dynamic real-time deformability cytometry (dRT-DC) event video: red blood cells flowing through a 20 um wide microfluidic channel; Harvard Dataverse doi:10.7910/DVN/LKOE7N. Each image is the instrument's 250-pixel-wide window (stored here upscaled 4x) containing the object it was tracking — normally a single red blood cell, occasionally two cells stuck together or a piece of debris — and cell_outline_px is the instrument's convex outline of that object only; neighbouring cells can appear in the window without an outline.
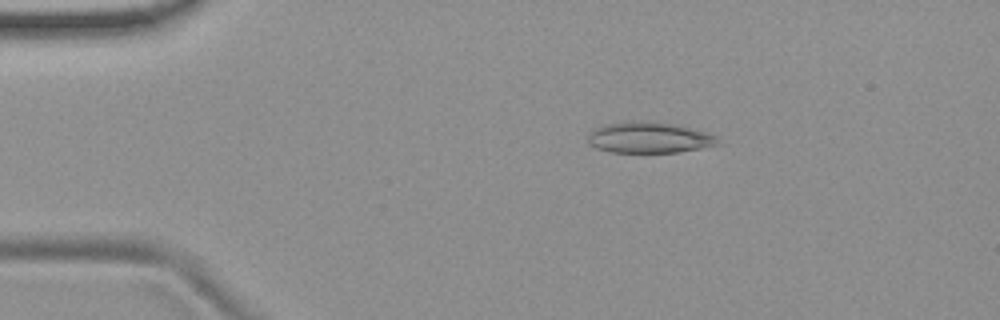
{"species": "common noctule bat (a hibernating species)", "species_latin": "Nyctalus noctula", "temperature_condition": "room temperature", "stored_images_in_passage": 54, "camera_frame_rate_fps": 3000, "um_per_image_px": 0.085, "animal": {"sex": "female", "body_mass_g": 19.9}, "frame": {"image": 1, "passage_image": 10, "time_ms": 3.0, "image_size_px": [1000, 320], "cell_outline_px": [[720, 144], [700, 148], [676, 152], [612, 152], [596, 148], [588, 144], [588, 136], [596, 128], [604, 124], [624, 120], [668, 124], [708, 132], [716, 136]], "centroid_in_image_um": [55.13, 11.7], "position_along_channel_um": 29.9, "area_um2": 23.06}}
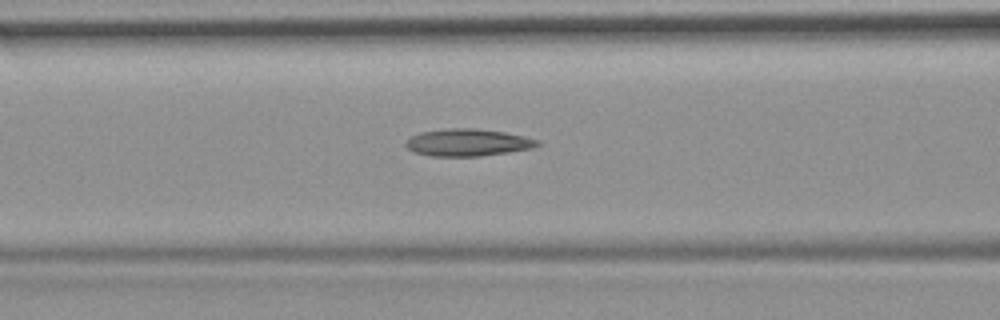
{"frame": {"image": 2, "passage_image": 22, "time_ms": 7.0, "image_size_px": [1000, 320], "cell_outline_px": [[540, 144], [532, 148], [508, 152], [480, 156], [432, 156], [412, 152], [404, 144], [412, 136], [420, 132], [448, 128], [476, 128], [504, 132], [524, 136], [540, 140]], "centroid_in_image_um": [39.76, 12.11], "position_along_channel_um": 126.8, "area_um2": 20.87}}
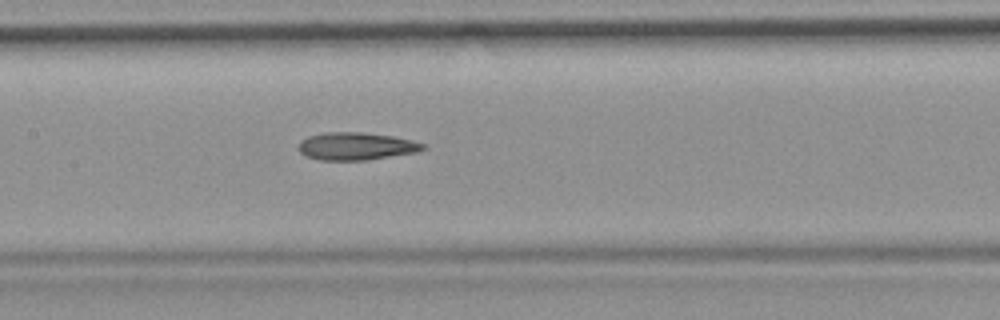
{"frame": {"image": 3, "passage_image": 26, "time_ms": 8.333, "image_size_px": [1000, 320], "cell_outline_px": [[428, 148], [416, 152], [368, 160], [320, 160], [304, 156], [296, 148], [300, 140], [308, 136], [324, 132], [360, 132], [392, 136], [412, 140], [428, 144]], "centroid_in_image_um": [30.26, 12.43], "position_along_channel_um": 177.1, "area_um2": 20.35}, "authors_computed_cell_mechanics": {"area_um2": 20.4034, "velocity_mm_per_s": 3.7738, "shape_relaxation_time_tau1_ms": null, "shape_relaxation_time_tau2_ms": 6.6428, "deformation_change_tau1": null, "deformation_change_tau2": 0.1915}}